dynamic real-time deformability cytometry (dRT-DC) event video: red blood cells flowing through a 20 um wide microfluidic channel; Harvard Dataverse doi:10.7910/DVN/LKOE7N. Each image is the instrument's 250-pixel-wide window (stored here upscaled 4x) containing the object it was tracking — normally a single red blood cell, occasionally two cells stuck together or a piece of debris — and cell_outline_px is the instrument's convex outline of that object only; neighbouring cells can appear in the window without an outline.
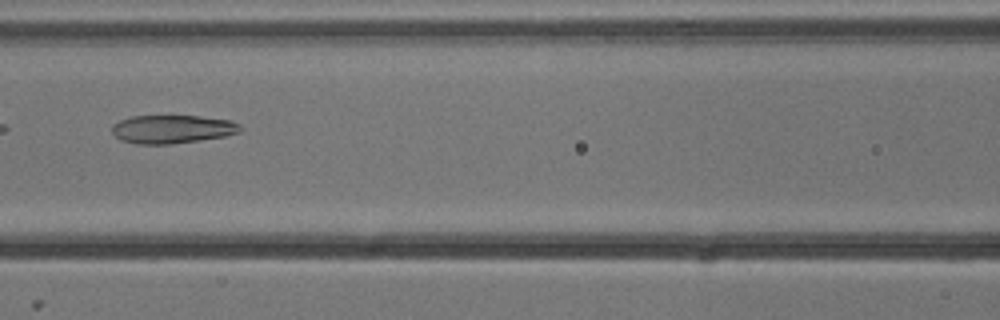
{"species": "common noctule bat (a hibernating species)", "species_latin": "Nyctalus noctula", "temperature_condition": "cold", "stored_images_in_passage": 3, "camera_frame_rate_fps": 3000, "um_per_image_px": 0.085, "animal": {"sex": "male", "body_mass_g": 13.3}, "frame": {"image": 1, "passage_image": 3, "time_ms": 0.667, "image_size_px": [1000, 320], "cell_outline_px": [[244, 128], [240, 132], [224, 136], [168, 144], [136, 144], [120, 140], [112, 132], [112, 124], [120, 120], [132, 116], [200, 116], [228, 120], [240, 124]], "centroid_in_image_um": [14.62, 10.97], "position_along_channel_um": 152.0, "area_um2": 21.1}}